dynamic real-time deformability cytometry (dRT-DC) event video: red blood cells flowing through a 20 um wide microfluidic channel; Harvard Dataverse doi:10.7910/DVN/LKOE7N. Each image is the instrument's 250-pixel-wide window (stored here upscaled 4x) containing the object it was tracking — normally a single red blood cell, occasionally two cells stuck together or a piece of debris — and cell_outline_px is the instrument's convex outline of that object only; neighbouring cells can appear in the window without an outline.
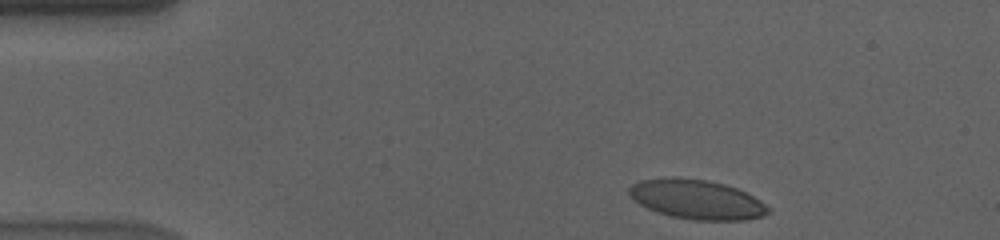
{"species": "human", "species_latin": "Homo sapiens", "temperature_condition": "cold", "stored_images_in_passage": 50, "camera_frame_rate_fps": 3000, "um_per_image_px": 0.085, "donor": {"sex": "male"}, "frame": {"image": 1, "passage_image": 2, "time_ms": 0.333, "image_size_px": [1000, 240], "cell_outline_px": [[772, 212], [764, 216], [744, 220], [692, 220], [668, 216], [656, 212], [640, 204], [628, 192], [628, 188], [632, 184], [640, 180], [672, 176], [704, 180], [724, 184], [736, 188], [760, 200], [772, 208]], "centroid_in_image_um": [59.24, 16.96], "position_along_channel_um": 25.8, "area_um2": 32.14}}
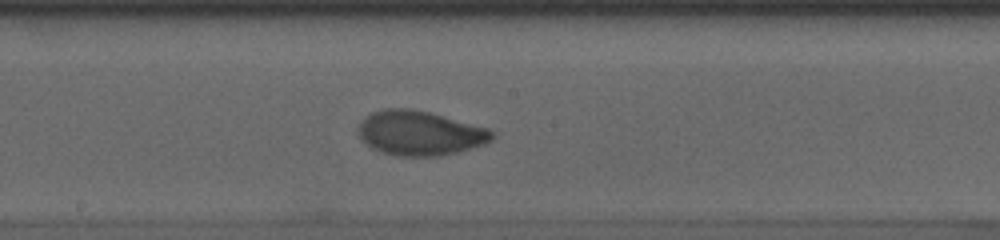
{"frame": {"image": 2, "passage_image": 24, "time_ms": 7.667, "image_size_px": [1000, 240], "cell_outline_px": [[496, 132], [492, 140], [484, 144], [444, 156], [396, 156], [380, 152], [372, 148], [360, 136], [360, 124], [364, 116], [372, 112], [384, 108], [408, 108], [428, 112], [488, 128]], "centroid_in_image_um": [35.71, 11.32], "position_along_channel_um": 212.5, "area_um2": 34.62}}
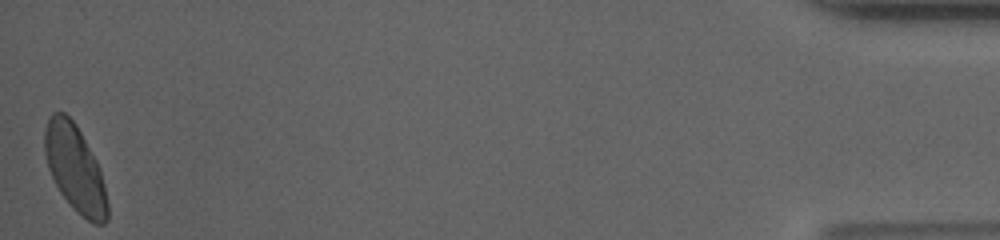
{"frame": {"image": 3, "passage_image": 50, "time_ms": 16.333, "image_size_px": [1000, 240], "cell_outline_px": [[108, 220], [104, 224], [92, 224], [72, 208], [60, 192], [48, 168], [44, 152], [44, 128], [52, 112], [64, 112], [76, 124], [96, 160], [100, 168], [104, 184], [108, 204]], "centroid_in_image_um": [6.38, 14.33], "position_along_channel_um": 428.8, "area_um2": 31.79}, "authors_computed_cell_mechanics": {"area_um2": 32.6859, "velocity_mm_per_s": 3.57, "shape_relaxation_time_tau1_ms": 4.1116, "shape_relaxation_time_tau2_ms": 1.022, "deformation_change_tau1": 0.1475, "deformation_change_tau2": 0.0514}}